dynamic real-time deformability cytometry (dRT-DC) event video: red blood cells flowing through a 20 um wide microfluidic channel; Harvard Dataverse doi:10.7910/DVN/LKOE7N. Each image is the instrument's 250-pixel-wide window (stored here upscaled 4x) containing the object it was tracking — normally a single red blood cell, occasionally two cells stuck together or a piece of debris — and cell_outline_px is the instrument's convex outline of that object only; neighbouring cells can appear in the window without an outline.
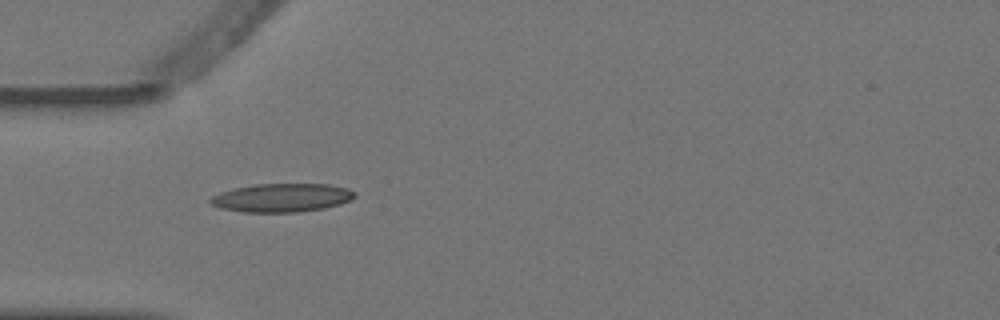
{"species": "Egyptian fruit bat (a non-hibernating species)", "species_latin": "Rousettus aegyptiacus", "temperature_condition": "warm", "stored_images_in_passage": 6, "camera_frame_rate_fps": 3000, "um_per_image_px": 0.085, "animal": {"sex": "female"}, "frame": {"image": 1, "passage_image": 1, "time_ms": 0.0, "image_size_px": [1000, 320], "cell_outline_px": [[356, 196], [352, 200], [340, 204], [324, 208], [300, 212], [244, 212], [220, 208], [212, 204], [208, 200], [212, 196], [220, 192], [232, 188], [256, 184], [328, 184], [348, 188], [356, 192]], "centroid_in_image_um": [23.97, 16.8], "position_along_channel_um": 61.0, "area_um2": 24.16}}
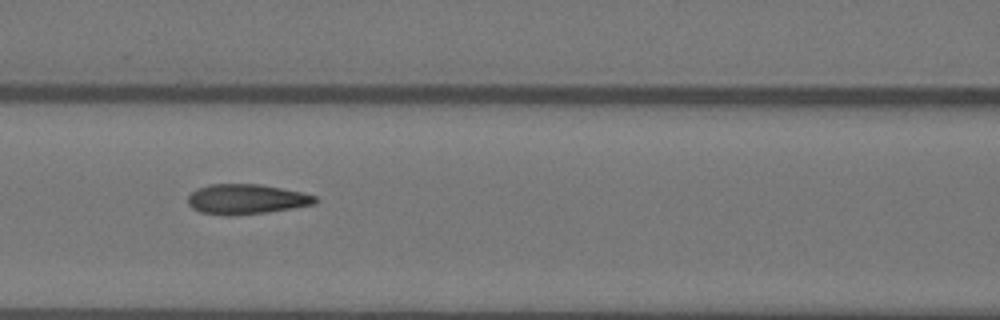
{"frame": {"image": 2, "passage_image": 3, "time_ms": 0.667, "image_size_px": [1000, 320], "cell_outline_px": [[320, 200], [316, 204], [268, 212], [232, 216], [228, 216], [200, 212], [192, 208], [188, 204], [188, 196], [196, 188], [208, 184], [260, 184], [300, 192], [316, 196]], "centroid_in_image_um": [20.93, 16.93], "position_along_channel_um": 145.7, "area_um2": 22.43}}
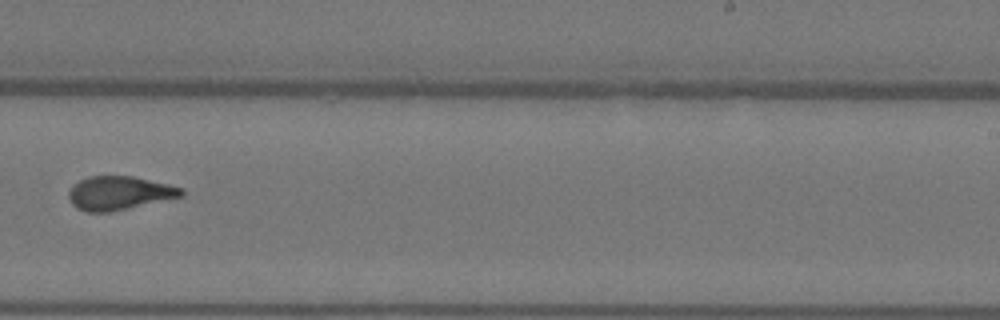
{"frame": {"image": 3, "passage_image": 6, "time_ms": 1.667, "image_size_px": [1000, 320], "cell_outline_px": [[184, 196], [128, 208], [108, 212], [84, 212], [76, 208], [72, 204], [68, 196], [68, 192], [80, 180], [88, 176], [132, 176], [168, 184], [184, 188]], "centroid_in_image_um": [10.14, 16.41], "position_along_channel_um": 278.9, "area_um2": 22.02}}